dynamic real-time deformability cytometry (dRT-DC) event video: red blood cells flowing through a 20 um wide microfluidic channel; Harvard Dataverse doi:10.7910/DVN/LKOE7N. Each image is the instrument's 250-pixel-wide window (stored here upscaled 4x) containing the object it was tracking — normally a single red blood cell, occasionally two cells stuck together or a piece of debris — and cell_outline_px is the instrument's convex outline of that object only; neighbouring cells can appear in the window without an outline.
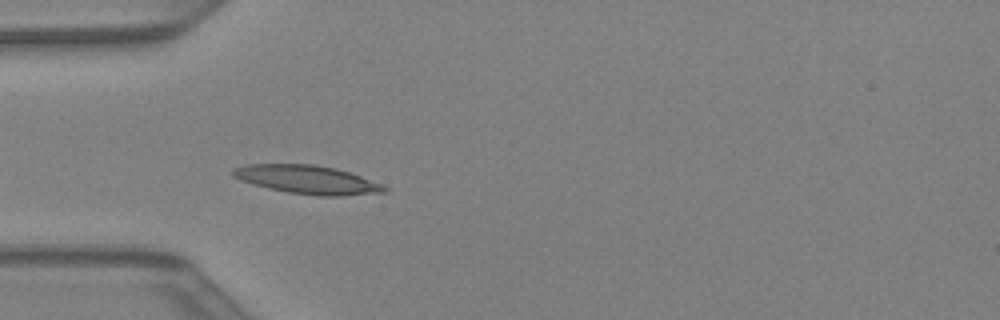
{"species": "Egyptian fruit bat (a non-hibernating species)", "species_latin": "Rousettus aegyptiacus", "temperature_condition": "warm", "stored_images_in_passage": 6, "camera_frame_rate_fps": 3000, "um_per_image_px": 0.085, "animal": {"sex": "female"}, "frame": {"image": 1, "passage_image": 1, "time_ms": 0.0, "image_size_px": [1000, 320], "cell_outline_px": [[388, 192], [340, 196], [320, 196], [288, 192], [268, 188], [240, 180], [232, 176], [232, 168], [248, 164], [312, 164], [336, 168], [360, 176], [380, 184], [388, 188]], "centroid_in_image_um": [26.11, 15.27], "position_along_channel_um": 58.9, "area_um2": 25.03}}
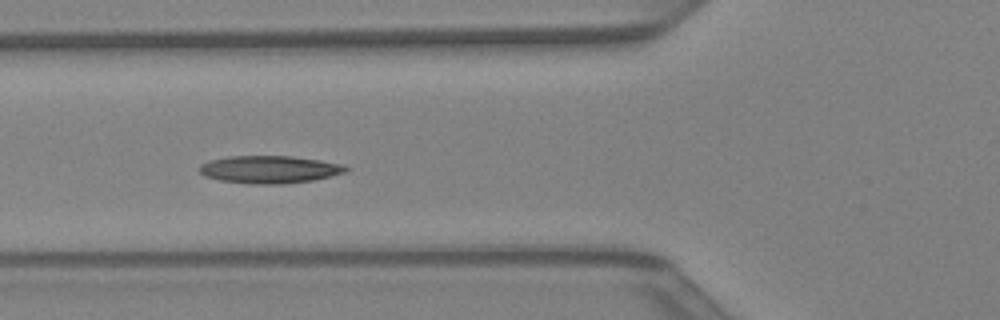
{"frame": {"image": 2, "passage_image": 4, "time_ms": 1.0, "image_size_px": [1000, 320], "cell_outline_px": [[348, 172], [312, 180], [284, 184], [248, 184], [220, 180], [204, 176], [200, 172], [200, 164], [212, 160], [228, 156], [292, 156], [320, 160], [344, 164], [348, 168]], "centroid_in_image_um": [22.93, 14.4], "position_along_channel_um": 102.9, "area_um2": 23.58}}